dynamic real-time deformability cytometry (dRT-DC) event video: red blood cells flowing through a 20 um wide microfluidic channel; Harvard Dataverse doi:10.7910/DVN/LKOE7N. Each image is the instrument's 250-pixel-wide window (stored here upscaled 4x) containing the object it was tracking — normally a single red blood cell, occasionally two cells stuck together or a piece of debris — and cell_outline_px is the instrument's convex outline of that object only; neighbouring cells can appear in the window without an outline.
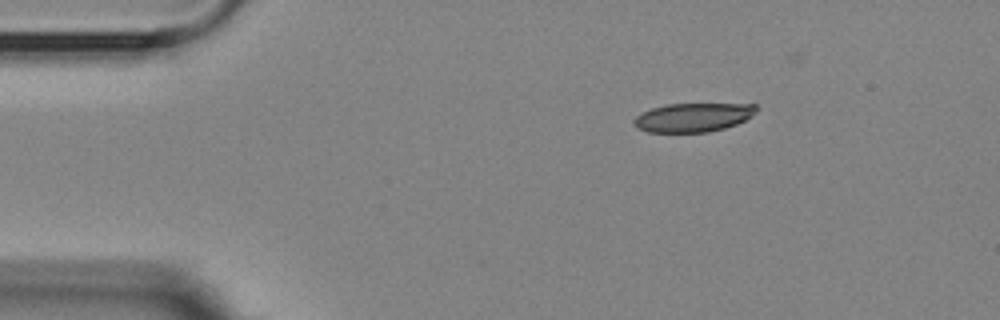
{"species": "Egyptian fruit bat (a non-hibernating species)", "species_latin": "Rousettus aegyptiacus", "temperature_condition": "room temperature", "stored_images_in_passage": 3, "camera_frame_rate_fps": 3000, "um_per_image_px": 0.085, "animal": {"sex": "female"}, "frame": {"image": 1, "passage_image": 1, "time_ms": 0.0, "image_size_px": [1000, 320], "cell_outline_px": [[760, 108], [756, 112], [744, 120], [736, 124], [724, 128], [708, 132], [648, 132], [636, 128], [632, 120], [636, 116], [652, 108], [668, 104], [756, 104]], "centroid_in_image_um": [58.91, 9.98], "position_along_channel_um": 26.1, "area_um2": 20.52}}